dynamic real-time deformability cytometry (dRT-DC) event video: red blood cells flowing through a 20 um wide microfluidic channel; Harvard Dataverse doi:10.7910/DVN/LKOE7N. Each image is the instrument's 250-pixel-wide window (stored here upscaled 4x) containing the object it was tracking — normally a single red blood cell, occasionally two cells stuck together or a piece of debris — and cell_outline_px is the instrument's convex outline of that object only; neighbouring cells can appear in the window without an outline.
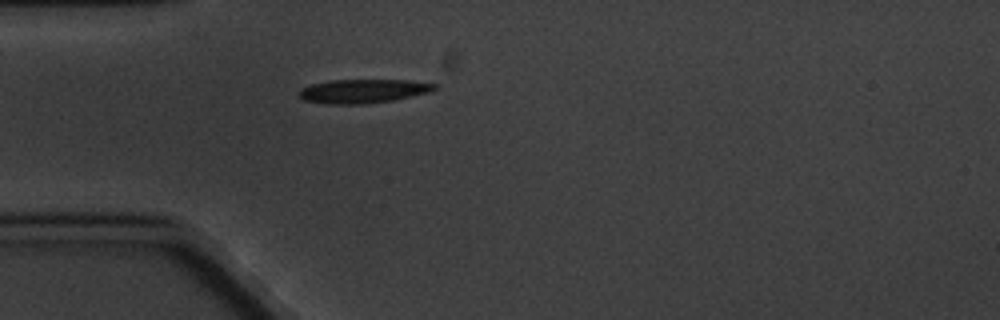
{"species": "common noctule bat (a hibernating species)", "species_latin": "Nyctalus noctula", "temperature_condition": "cold", "stored_images_in_passage": 1, "camera_frame_rate_fps": 3000, "um_per_image_px": 0.085, "animal": {"sex": "male", "body_mass_g": 20.1, "forearm_length_mm": 53.5}, "frame": {"image": 1, "passage_image": 1, "time_ms": 0.0, "image_size_px": [1000, 320], "cell_outline_px": [[436, 88], [428, 92], [396, 100], [364, 104], [328, 104], [304, 100], [296, 92], [300, 88], [312, 84], [328, 80], [408, 80], [436, 84]], "centroid_in_image_um": [30.82, 7.74], "position_along_channel_um": 54.2, "area_um2": 18.9}}